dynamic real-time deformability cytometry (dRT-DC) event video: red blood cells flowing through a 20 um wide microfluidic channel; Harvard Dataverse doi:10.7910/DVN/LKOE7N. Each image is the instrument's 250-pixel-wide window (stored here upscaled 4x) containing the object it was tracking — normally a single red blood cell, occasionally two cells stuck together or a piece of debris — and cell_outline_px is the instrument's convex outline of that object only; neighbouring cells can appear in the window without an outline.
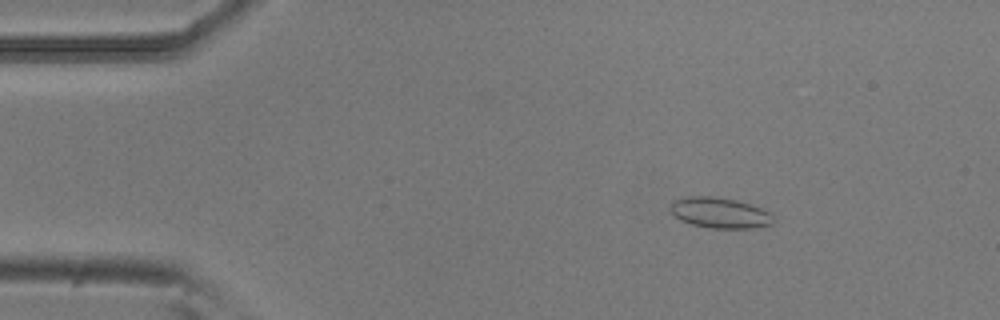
{"species": "common noctule bat (a hibernating species)", "species_latin": "Nyctalus noctula", "temperature_condition": "room temperature", "stored_images_in_passage": 52, "camera_frame_rate_fps": 3000, "um_per_image_px": 0.085, "animal": {"sex": "male", "body_mass_g": 20.5, "forearm_length_mm": 52.5}, "frame": {"image": 1, "passage_image": 7, "time_ms": 2.0, "image_size_px": [1000, 320], "cell_outline_px": [[776, 220], [772, 224], [752, 228], [712, 228], [692, 224], [680, 220], [668, 208], [672, 200], [688, 196], [712, 196], [736, 200], [752, 204], [772, 212]], "centroid_in_image_um": [61.22, 18.08], "position_along_channel_um": 23.8, "area_um2": 18.67}}
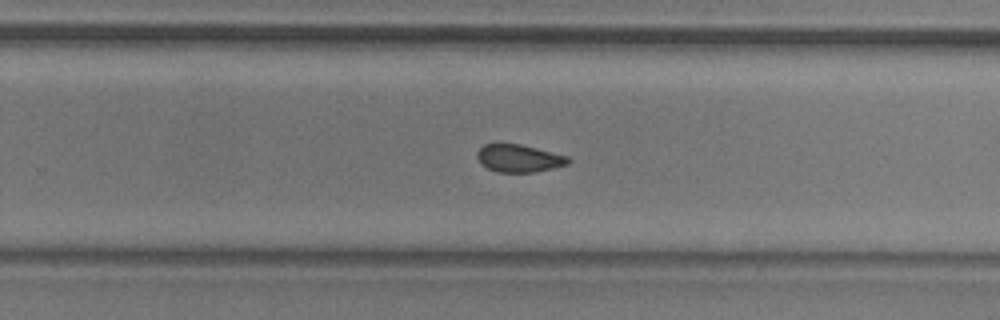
{"frame": {"image": 2, "passage_image": 33, "time_ms": 10.667, "image_size_px": [1000, 320], "cell_outline_px": [[572, 160], [568, 164], [552, 168], [532, 172], [496, 172], [480, 164], [476, 156], [476, 152], [484, 144], [520, 144], [568, 156]], "centroid_in_image_um": [44.09, 13.46], "position_along_channel_um": 285.7, "area_um2": 14.62}}
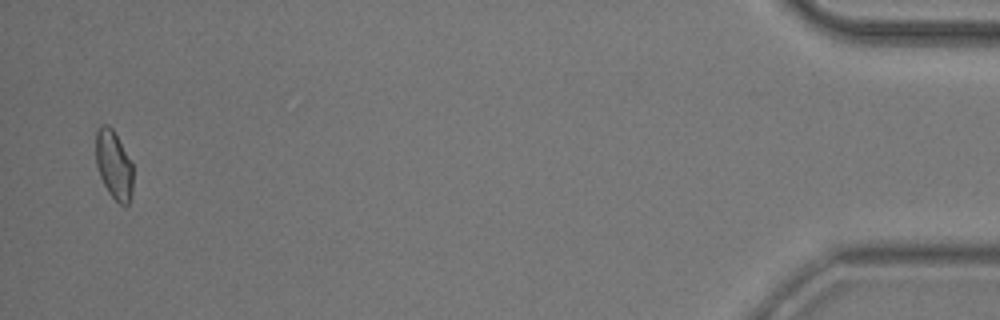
{"frame": {"image": 3, "passage_image": 51, "time_ms": 16.667, "image_size_px": [1000, 320], "cell_outline_px": [[132, 192], [128, 204], [120, 204], [108, 192], [100, 176], [96, 164], [96, 128], [100, 124], [108, 124], [112, 128], [132, 164]], "centroid_in_image_um": [9.65, 13.98], "position_along_channel_um": 425.5, "area_um2": 14.68}, "authors_computed_cell_mechanics": {"area_um2": 15.4904, "velocity_mm_per_s": 3.7936, "shape_relaxation_time_tau1_ms": null, "shape_relaxation_time_tau2_ms": 2.0351, "deformation_change_tau1": null, "deformation_change_tau2": 0.0523}}